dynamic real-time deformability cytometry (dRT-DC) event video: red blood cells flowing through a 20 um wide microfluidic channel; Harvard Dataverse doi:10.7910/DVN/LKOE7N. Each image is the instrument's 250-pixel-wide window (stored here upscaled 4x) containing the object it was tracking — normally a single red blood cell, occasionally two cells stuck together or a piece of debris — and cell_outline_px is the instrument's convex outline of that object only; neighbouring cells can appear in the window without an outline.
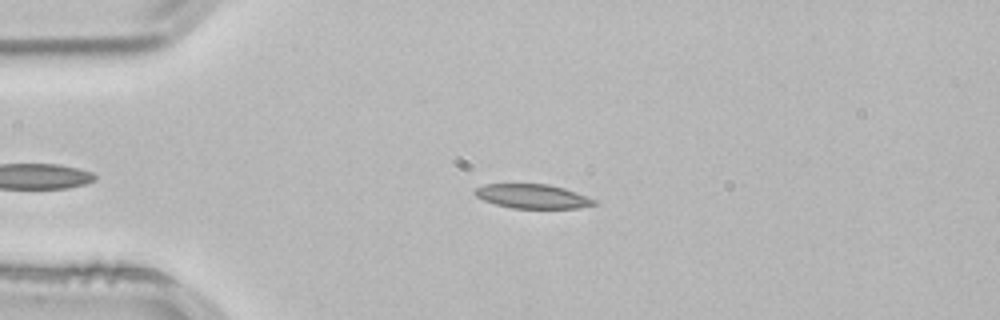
{"species": "common noctule bat (a hibernating species)", "species_latin": "Nyctalus noctula", "temperature_condition": "room temperature", "stored_images_in_passage": 45, "camera_frame_rate_fps": 3000, "um_per_image_px": 0.085, "animal": {"sex": "male", "body_mass_g": 21.5, "forearm_length_mm": 52.0}, "frame": {"image": 1, "passage_image": 10, "time_ms": 3.0, "image_size_px": [1000, 320], "cell_outline_px": [[596, 204], [576, 208], [512, 208], [496, 204], [484, 200], [476, 196], [472, 192], [476, 188], [484, 184], [548, 184], [564, 188], [576, 192], [596, 200]], "centroid_in_image_um": [45.24, 16.68], "position_along_channel_um": 39.8, "area_um2": 16.7}}
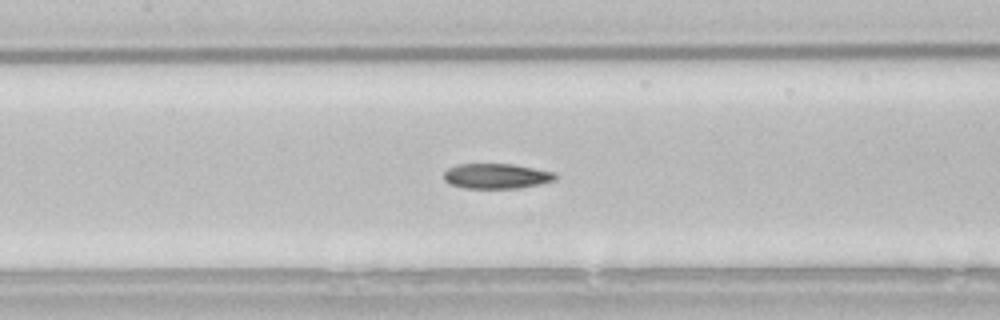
{"frame": {"image": 2, "passage_image": 22, "time_ms": 7.0, "image_size_px": [1000, 320], "cell_outline_px": [[556, 180], [540, 184], [520, 188], [464, 188], [448, 184], [444, 180], [444, 172], [448, 168], [456, 164], [512, 164], [556, 172]], "centroid_in_image_um": [42.19, 14.97], "position_along_channel_um": 165.2, "area_um2": 16.47}}
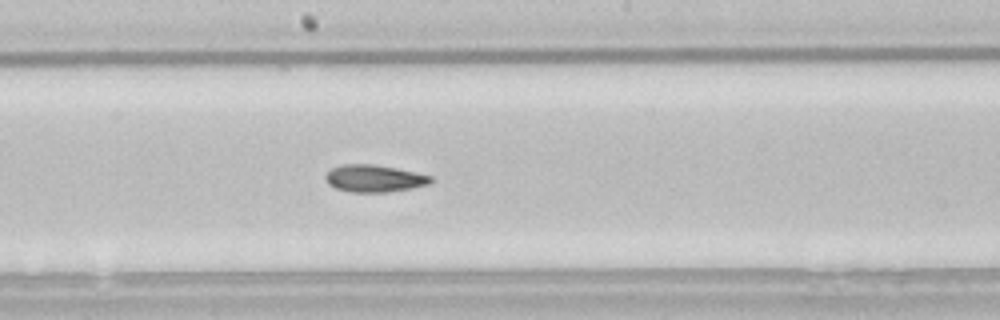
{"frame": {"image": 3, "passage_image": 26, "time_ms": 8.333, "image_size_px": [1000, 320], "cell_outline_px": [[432, 180], [428, 184], [412, 188], [388, 192], [352, 192], [336, 188], [328, 184], [324, 176], [332, 168], [340, 164], [376, 164], [416, 172], [432, 176]], "centroid_in_image_um": [31.8, 15.16], "position_along_channel_um": 216.4, "area_um2": 16.7}, "authors_computed_cell_mechanics": {"area_um2": 17.2822, "velocity_mm_per_s": 3.836, "shape_relaxation_time_tau1_ms": 9.7539, "shape_relaxation_time_tau2_ms": 4.9685, "deformation_change_tau1": 0.2074, "deformation_change_tau2": 0.1226}}